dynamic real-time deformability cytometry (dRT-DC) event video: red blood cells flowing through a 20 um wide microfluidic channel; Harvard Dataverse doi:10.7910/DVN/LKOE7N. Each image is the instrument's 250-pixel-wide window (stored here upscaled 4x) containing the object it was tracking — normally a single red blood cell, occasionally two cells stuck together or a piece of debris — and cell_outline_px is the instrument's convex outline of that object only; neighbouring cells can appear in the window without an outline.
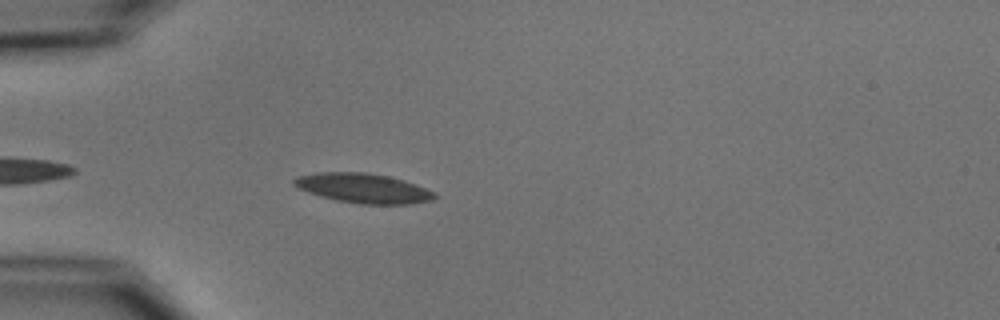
{"species": "common noctule bat (a hibernating species)", "species_latin": "Nyctalus noctula", "temperature_condition": "cold", "stored_images_in_passage": 7, "camera_frame_rate_fps": 3000, "um_per_image_px": 0.085, "animal": {"sex": "male", "body_mass_g": 15.6}, "frame": {"image": 1, "passage_image": 4, "time_ms": 1.0, "image_size_px": [1000, 320], "cell_outline_px": [[436, 196], [432, 200], [412, 204], [360, 204], [336, 200], [308, 192], [292, 184], [292, 180], [296, 176], [316, 172], [368, 172], [388, 176], [404, 180], [436, 192]], "centroid_in_image_um": [30.88, 15.99], "position_along_channel_um": 54.1, "area_um2": 24.33}}